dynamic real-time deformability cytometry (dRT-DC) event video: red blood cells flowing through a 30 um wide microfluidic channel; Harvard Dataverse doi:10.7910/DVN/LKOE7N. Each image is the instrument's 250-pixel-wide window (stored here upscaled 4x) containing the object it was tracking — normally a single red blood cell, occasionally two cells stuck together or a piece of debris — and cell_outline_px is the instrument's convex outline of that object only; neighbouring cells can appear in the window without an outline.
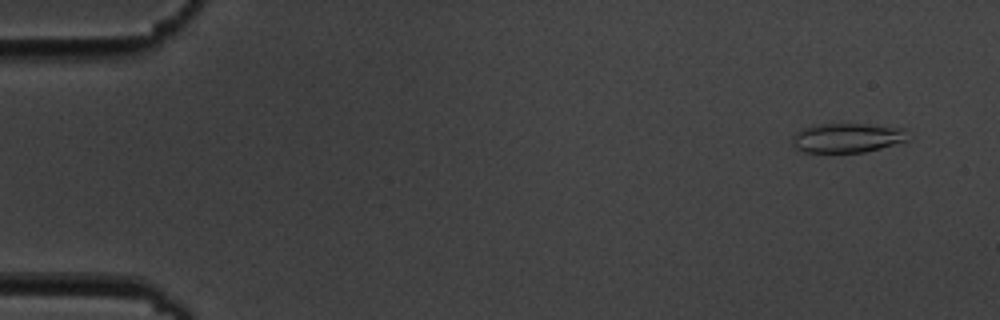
{"species": "common noctule bat (a hibernating species)", "species_latin": "Nyctalus noctula", "temperature_condition": "cold", "stored_images_in_passage": 6, "camera_frame_rate_fps": 3000, "um_per_image_px": 0.085, "animal": {"sex": "male", "body_mass_g": 19.5, "forearm_length_mm": 54.6}, "frame": {"image": 1, "passage_image": 2, "time_ms": 1.0, "image_size_px": [1000, 320], "cell_outline_px": [[908, 140], [880, 148], [864, 152], [804, 152], [796, 148], [792, 144], [792, 136], [796, 132], [812, 124], [864, 124], [904, 128]], "centroid_in_image_um": [71.97, 11.71], "position_along_channel_um": 13.0, "area_um2": 19.71}}
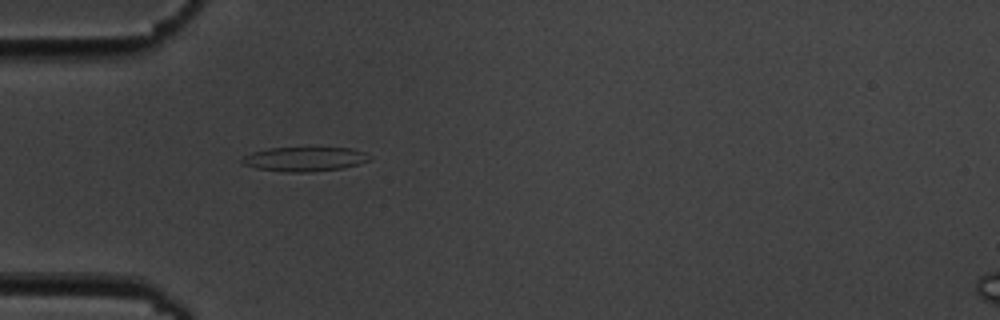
{"frame": {"image": 2, "passage_image": 6, "time_ms": 5.667, "image_size_px": [1000, 320], "cell_outline_px": [[372, 160], [344, 168], [308, 172], [288, 172], [256, 168], [240, 164], [240, 160], [244, 156], [252, 152], [268, 148], [352, 148], [364, 152], [372, 156]], "centroid_in_image_um": [25.9, 13.52], "position_along_channel_um": 59.1, "area_um2": 18.21}}